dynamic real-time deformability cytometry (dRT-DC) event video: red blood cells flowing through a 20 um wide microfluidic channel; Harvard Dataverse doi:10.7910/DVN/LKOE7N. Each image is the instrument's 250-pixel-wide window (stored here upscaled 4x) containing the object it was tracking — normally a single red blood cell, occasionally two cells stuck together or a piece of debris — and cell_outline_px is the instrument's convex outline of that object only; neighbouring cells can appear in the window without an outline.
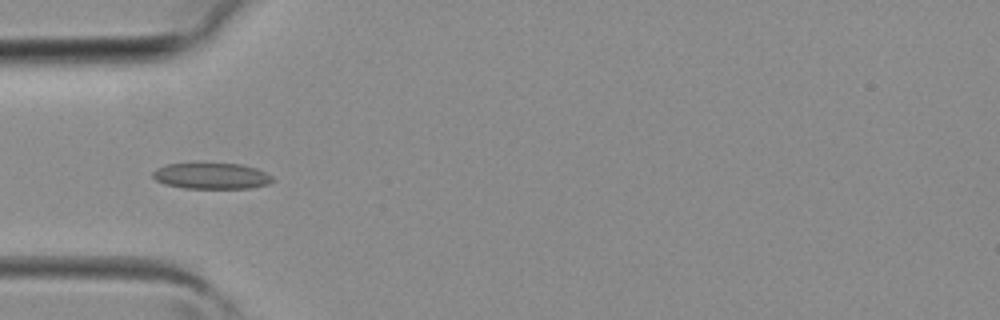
{"species": "common noctule bat (a hibernating species)", "species_latin": "Nyctalus noctula", "temperature_condition": "room temperature", "stored_images_in_passage": 5, "camera_frame_rate_fps": 3000, "um_per_image_px": 0.085, "animal": {"sex": "female", "body_mass_g": 19.3, "forearm_length_mm": 54.1}, "frame": {"image": 1, "passage_image": 4, "time_ms": 1.0, "image_size_px": [1000, 320], "cell_outline_px": [[276, 180], [268, 184], [252, 188], [184, 188], [164, 184], [156, 180], [152, 176], [152, 172], [156, 168], [168, 164], [204, 160], [240, 164], [256, 168], [272, 176]], "centroid_in_image_um": [17.95, 14.9], "position_along_channel_um": 67.0, "area_um2": 19.13}}
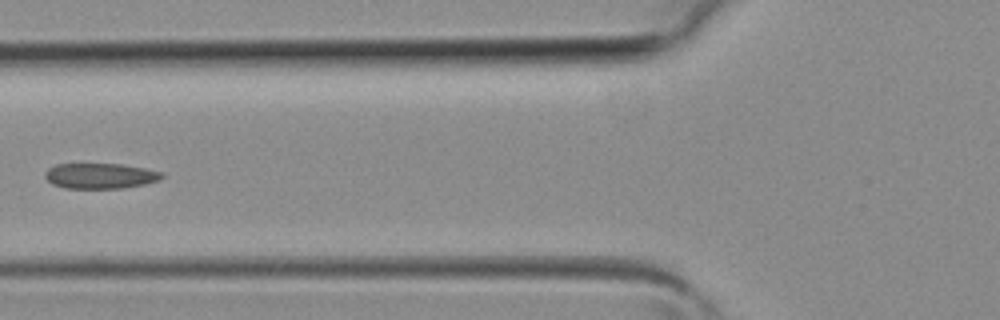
{"frame": {"image": 2, "passage_image": 5, "time_ms": 1.333, "image_size_px": [1000, 320], "cell_outline_px": [[164, 176], [160, 180], [144, 184], [124, 188], [64, 188], [52, 184], [44, 176], [44, 172], [48, 168], [56, 164], [124, 164], [164, 172]], "centroid_in_image_um": [8.53, 14.94], "position_along_channel_um": 117.3, "area_um2": 17.46}}